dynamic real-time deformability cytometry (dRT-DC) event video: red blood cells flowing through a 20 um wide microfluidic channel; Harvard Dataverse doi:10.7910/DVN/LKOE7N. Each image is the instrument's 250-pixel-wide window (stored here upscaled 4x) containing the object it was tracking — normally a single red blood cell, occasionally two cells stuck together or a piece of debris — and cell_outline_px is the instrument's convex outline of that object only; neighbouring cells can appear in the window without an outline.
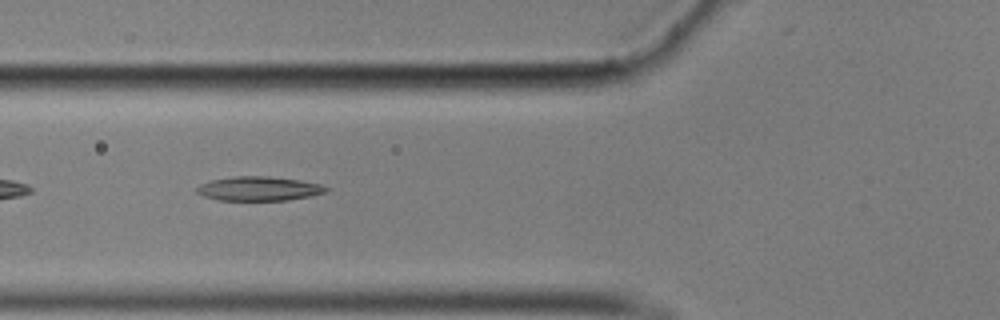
{"species": "common noctule bat (a hibernating species)", "species_latin": "Nyctalus noctula", "temperature_condition": "cold", "stored_images_in_passage": 32, "camera_frame_rate_fps": 3000, "um_per_image_px": 0.085, "animal": {"sex": "male", "body_mass_g": 17.9}, "frame": {"image": 1, "passage_image": 6, "time_ms": 1.667, "image_size_px": [1000, 320], "cell_outline_px": [[328, 192], [312, 196], [288, 200], [220, 200], [204, 196], [196, 192], [196, 188], [200, 184], [212, 180], [232, 176], [268, 176], [300, 180], [320, 184], [328, 188]], "centroid_in_image_um": [22.03, 16.03], "position_along_channel_um": 103.8, "area_um2": 18.26}}
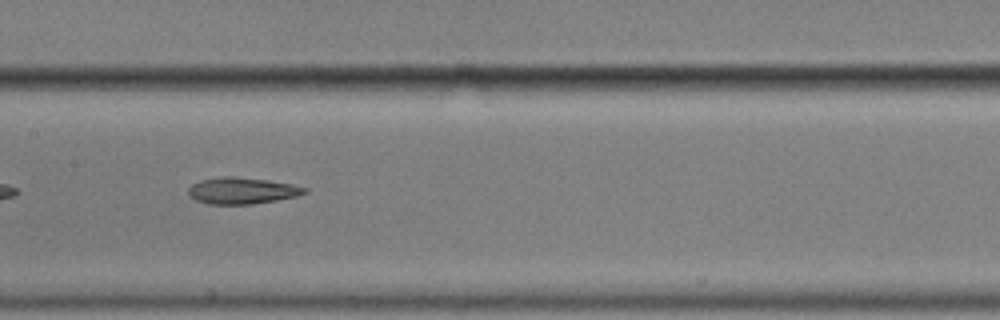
{"frame": {"image": 2, "passage_image": 13, "time_ms": 4.0, "image_size_px": [1000, 320], "cell_outline_px": [[308, 192], [296, 196], [276, 200], [252, 204], [208, 204], [196, 200], [188, 192], [188, 188], [192, 184], [200, 180], [224, 176], [236, 176], [268, 180], [292, 184], [308, 188]], "centroid_in_image_um": [20.58, 16.2], "position_along_channel_um": 186.8, "area_um2": 17.92}}
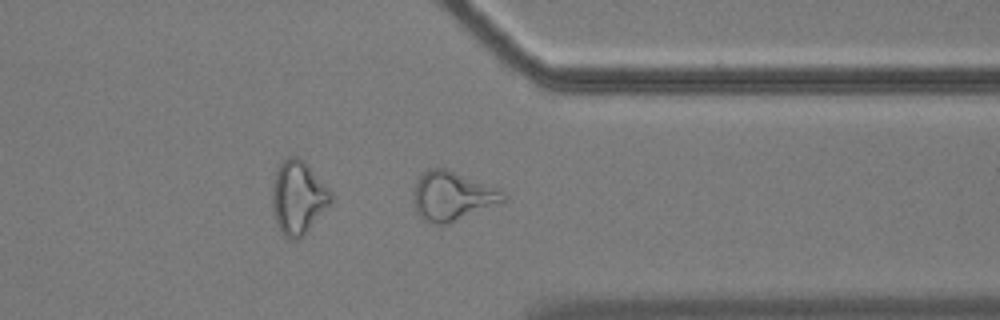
{"frame": {"image": 3, "passage_image": 29, "time_ms": 9.333, "image_size_px": [1000, 320], "cell_outline_px": [[508, 196], [504, 200], [448, 224], [432, 224], [424, 220], [420, 216], [416, 208], [412, 196], [416, 180], [428, 168], [444, 168], [500, 188]], "centroid_in_image_um": [38.42, 16.65], "position_along_channel_um": 373.0, "area_um2": 25.43}, "authors_computed_cell_mechanics": {"area_um2": 18.4093, "velocity_mm_per_s": 3.5335, "shape_relaxation_time_tau1_ms": null, "shape_relaxation_time_tau2_ms": 5.9535, "deformation_change_tau1": null, "deformation_change_tau2": 0.1538}}